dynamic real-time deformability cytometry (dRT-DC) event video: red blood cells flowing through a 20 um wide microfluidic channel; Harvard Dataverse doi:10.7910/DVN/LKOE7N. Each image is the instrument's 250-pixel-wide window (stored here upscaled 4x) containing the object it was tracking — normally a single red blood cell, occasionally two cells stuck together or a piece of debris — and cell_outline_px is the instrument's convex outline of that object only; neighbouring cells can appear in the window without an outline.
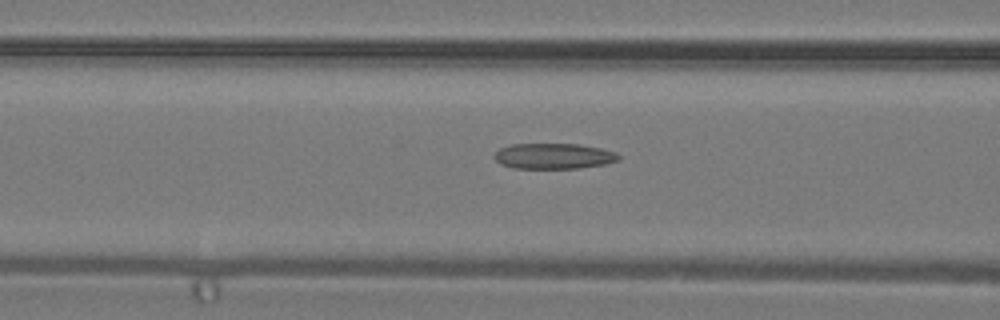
{"species": "common noctule bat (a hibernating species)", "species_latin": "Nyctalus noctula", "temperature_condition": "warm", "stored_images_in_passage": 32, "camera_frame_rate_fps": 3000, "um_per_image_px": 0.085, "animal": {"sex": "male", "body_mass_g": 19.2, "forearm_length_mm": 51.8}, "frame": {"image": 1, "passage_image": 16, "time_ms": 5.0, "image_size_px": [1000, 320], "cell_outline_px": [[620, 160], [604, 164], [580, 168], [512, 168], [500, 164], [492, 156], [500, 148], [512, 144], [580, 144], [600, 148], [616, 152], [620, 156]], "centroid_in_image_um": [47.06, 13.27], "position_along_channel_um": 119.5, "area_um2": 18.61}}
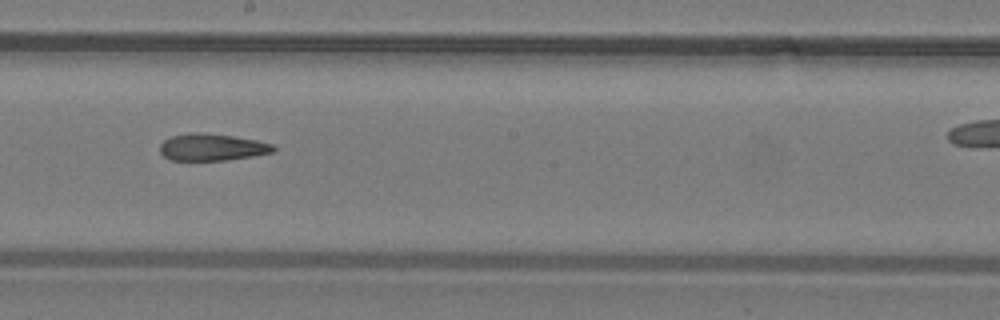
{"frame": {"image": 2, "passage_image": 22, "time_ms": 7.0, "image_size_px": [1000, 320], "cell_outline_px": [[276, 148], [272, 152], [252, 156], [228, 160], [168, 160], [160, 152], [160, 144], [164, 140], [172, 136], [196, 132], [200, 132], [232, 136], [256, 140], [272, 144]], "centroid_in_image_um": [18.0, 12.52], "position_along_channel_um": 230.2, "area_um2": 17.69}}
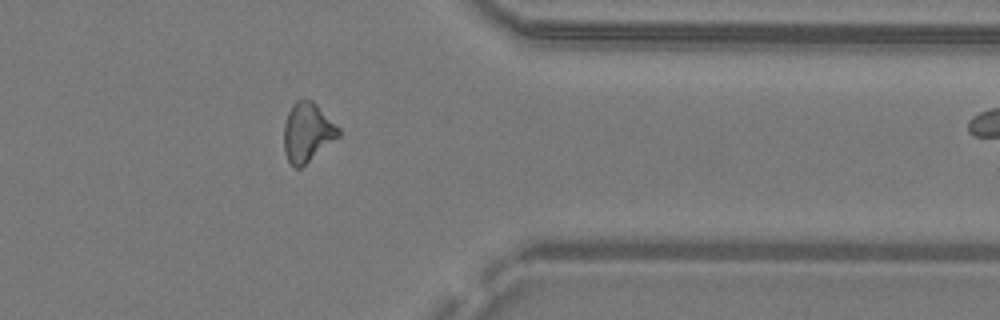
{"frame": {"image": 3, "passage_image": 31, "time_ms": 10.0, "image_size_px": [1000, 320], "cell_outline_px": [[340, 136], [300, 168], [296, 168], [288, 160], [284, 152], [284, 124], [288, 112], [292, 104], [296, 100], [304, 96], [312, 100], [340, 128]], "centroid_in_image_um": [26.12, 11.2], "position_along_channel_um": 385.3, "area_um2": 18.9}}